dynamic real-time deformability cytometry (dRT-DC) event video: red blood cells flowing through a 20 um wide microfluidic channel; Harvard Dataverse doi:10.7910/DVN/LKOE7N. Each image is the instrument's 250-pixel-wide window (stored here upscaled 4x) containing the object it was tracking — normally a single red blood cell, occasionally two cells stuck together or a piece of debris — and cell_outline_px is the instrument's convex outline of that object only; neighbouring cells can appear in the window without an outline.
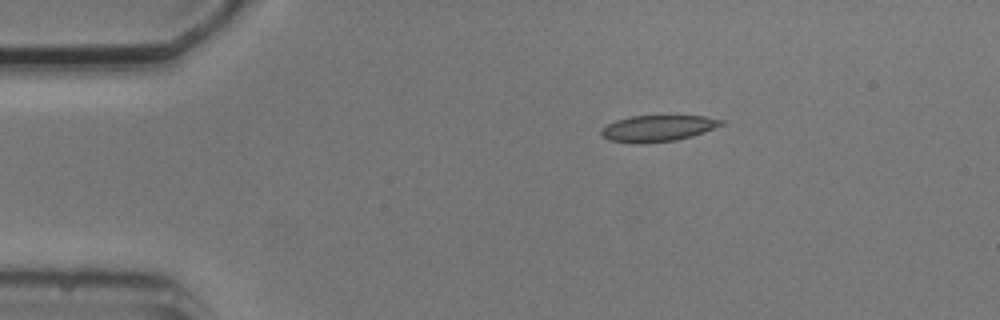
{"species": "common noctule bat (a hibernating species)", "species_latin": "Nyctalus noctula", "temperature_condition": "cold", "stored_images_in_passage": 6, "camera_frame_rate_fps": 3000, "um_per_image_px": 0.085, "animal": {"sex": "male", "body_mass_g": 20.5, "forearm_length_mm": 52.5}, "frame": {"image": 1, "passage_image": 1, "time_ms": 0.0, "image_size_px": [1000, 320], "cell_outline_px": [[724, 124], [704, 132], [692, 136], [676, 140], [644, 144], [636, 144], [608, 140], [600, 136], [600, 128], [616, 120], [632, 116], [704, 116], [724, 120]], "centroid_in_image_um": [55.87, 10.92], "position_along_channel_um": 29.1, "area_um2": 18.55}}
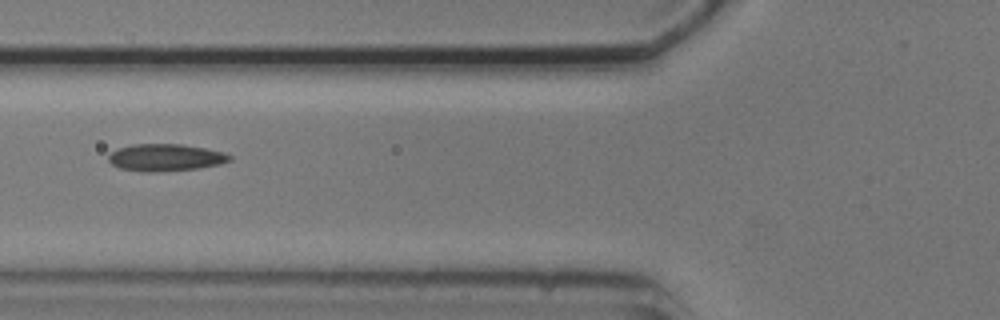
{"frame": {"image": 2, "passage_image": 4, "time_ms": 3.667, "image_size_px": [1000, 320], "cell_outline_px": [[232, 160], [220, 164], [200, 168], [156, 172], [140, 172], [120, 168], [112, 164], [108, 160], [108, 156], [116, 148], [132, 144], [180, 144], [204, 148], [224, 152], [232, 156]], "centroid_in_image_um": [14.06, 13.39], "position_along_channel_um": 111.7, "area_um2": 19.31}}
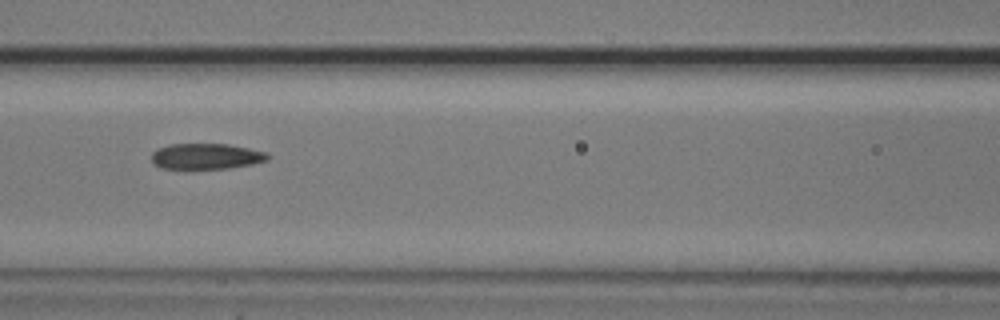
{"frame": {"image": 3, "passage_image": 5, "time_ms": 4.667, "image_size_px": [1000, 320], "cell_outline_px": [[272, 156], [268, 160], [252, 164], [228, 168], [160, 168], [152, 164], [152, 152], [168, 144], [228, 144], [268, 152]], "centroid_in_image_um": [17.55, 13.28], "position_along_channel_um": 149.0, "area_um2": 17.46}}